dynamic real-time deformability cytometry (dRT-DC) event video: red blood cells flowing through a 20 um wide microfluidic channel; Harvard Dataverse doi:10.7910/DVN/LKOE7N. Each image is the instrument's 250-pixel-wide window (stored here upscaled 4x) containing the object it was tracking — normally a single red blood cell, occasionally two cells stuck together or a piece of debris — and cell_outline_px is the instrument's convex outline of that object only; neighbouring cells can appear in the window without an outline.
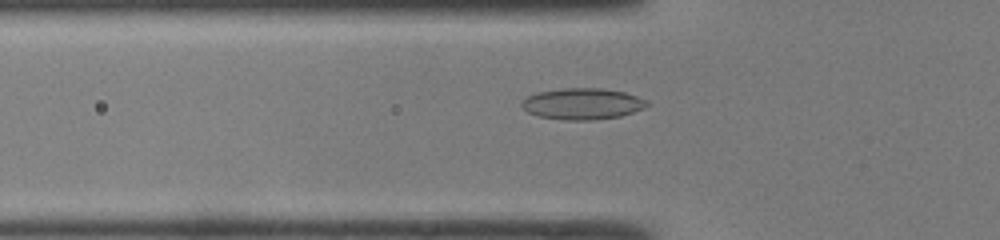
{"species": "common noctule bat (a hibernating species)", "species_latin": "Nyctalus noctula", "temperature_condition": "room temperature", "stored_images_in_passage": 40, "camera_frame_rate_fps": 3000, "um_per_image_px": 0.085, "animal": {"sex": "male", "body_mass_g": 19.0, "forearm_length_mm": 50.8}, "frame": {"image": 1, "passage_image": 13, "time_ms": 4.0, "image_size_px": [1000, 240], "cell_outline_px": [[652, 104], [644, 108], [620, 116], [592, 120], [568, 120], [540, 116], [528, 112], [520, 104], [528, 96], [540, 92], [564, 88], [600, 88], [624, 92], [648, 100]], "centroid_in_image_um": [49.56, 8.82], "position_along_channel_um": 76.2, "area_um2": 22.6}}
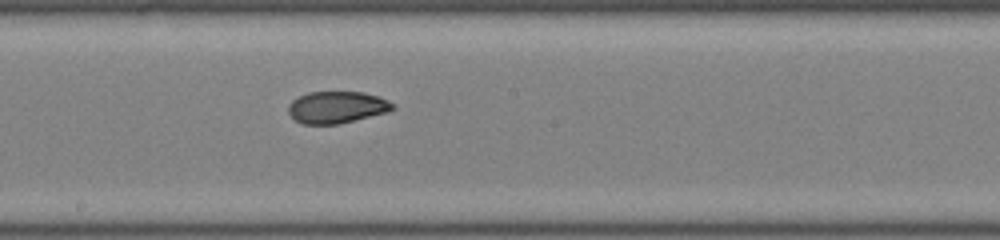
{"frame": {"image": 2, "passage_image": 23, "time_ms": 7.333, "image_size_px": [1000, 240], "cell_outline_px": [[396, 108], [388, 112], [336, 124], [304, 124], [296, 120], [288, 112], [288, 104], [292, 100], [308, 92], [364, 92], [380, 96], [396, 104]], "centroid_in_image_um": [28.67, 9.1], "position_along_channel_um": 219.5, "area_um2": 19.42}}
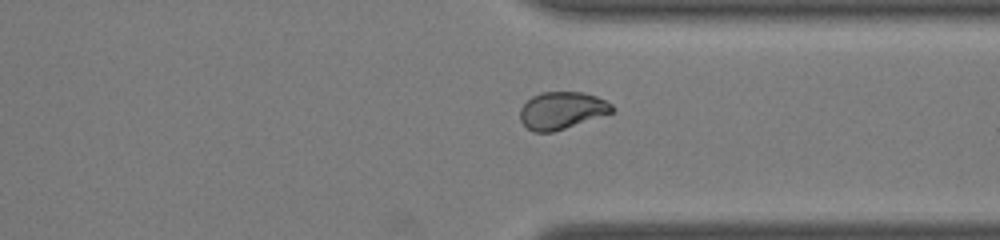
{"frame": {"image": 3, "passage_image": 33, "time_ms": 10.667, "image_size_px": [1000, 240], "cell_outline_px": [[616, 108], [612, 112], [552, 132], [532, 132], [520, 120], [520, 108], [532, 96], [540, 92], [584, 92], [596, 96], [612, 104]], "centroid_in_image_um": [47.74, 9.37], "position_along_channel_um": 363.7, "area_um2": 19.77}}